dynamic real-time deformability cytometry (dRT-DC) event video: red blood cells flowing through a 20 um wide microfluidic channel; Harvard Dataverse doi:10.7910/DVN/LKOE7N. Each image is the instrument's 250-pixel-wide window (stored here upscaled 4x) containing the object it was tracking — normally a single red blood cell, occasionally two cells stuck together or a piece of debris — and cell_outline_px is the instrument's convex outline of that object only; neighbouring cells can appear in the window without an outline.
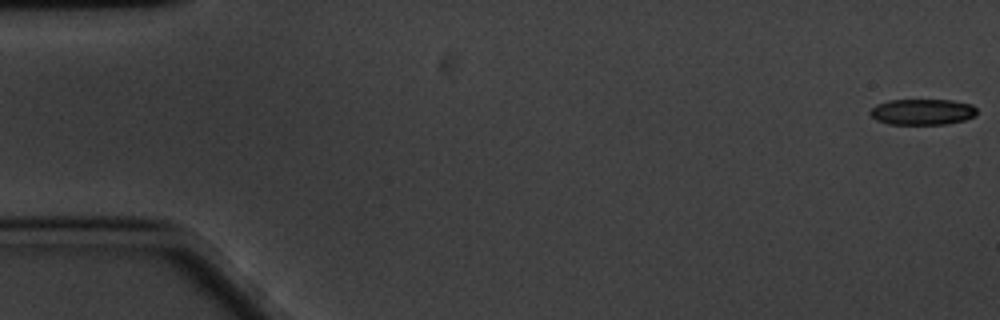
{"species": "common noctule bat (a hibernating species)", "species_latin": "Nyctalus noctula", "temperature_condition": "cold", "stored_images_in_passage": 60, "camera_frame_rate_fps": 3000, "um_per_image_px": 0.085, "animal": {"sex": "male", "body_mass_g": 20.1, "forearm_length_mm": 53.5}, "frame": {"image": 1, "passage_image": 1, "time_ms": 0.0, "image_size_px": [1000, 320], "cell_outline_px": [[976, 116], [964, 120], [948, 124], [888, 124], [876, 120], [868, 112], [876, 104], [888, 100], [952, 100], [972, 104], [976, 108]], "centroid_in_image_um": [78.4, 9.51], "position_along_channel_um": 6.6, "area_um2": 16.24}}
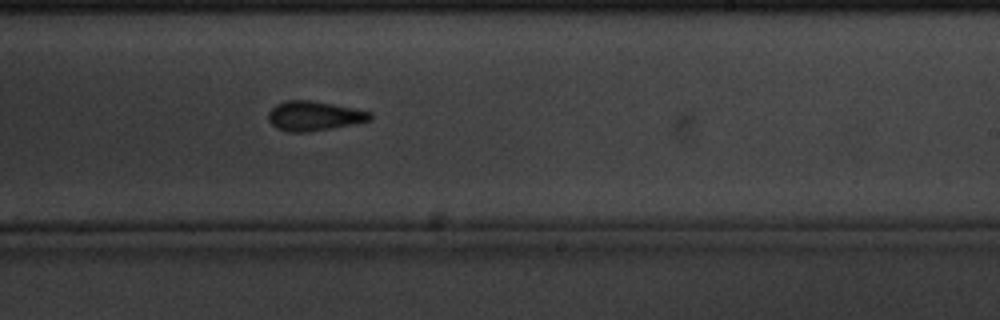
{"frame": {"image": 2, "passage_image": 36, "time_ms": 11.667, "image_size_px": [1000, 320], "cell_outline_px": [[372, 120], [352, 124], [308, 132], [288, 132], [276, 128], [268, 120], [268, 112], [276, 104], [284, 100], [308, 100], [332, 104], [372, 112]], "centroid_in_image_um": [26.66, 9.85], "position_along_channel_um": 262.3, "area_um2": 17.46}}
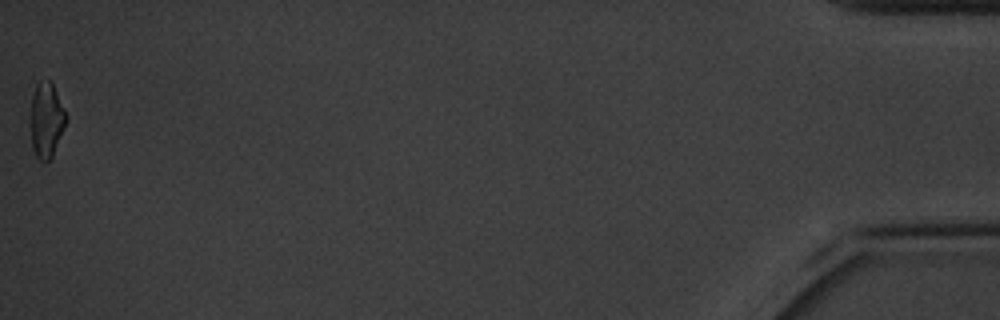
{"frame": {"image": 3, "passage_image": 60, "time_ms": 19.667, "image_size_px": [1000, 320], "cell_outline_px": [[64, 124], [52, 156], [44, 164], [36, 156], [32, 148], [28, 124], [32, 96], [36, 84], [48, 80], [52, 80], [64, 112]], "centroid_in_image_um": [3.85, 10.22], "position_along_channel_um": 431.3, "area_um2": 15.43}, "authors_computed_cell_mechanics": {"area_um2": 17.0221, "velocity_mm_per_s": 3.3469, "shape_relaxation_time_tau1_ms": 4.3444, "shape_relaxation_time_tau2_ms": 2.6982, "deformation_change_tau1": 0.1148, "deformation_change_tau2": 0.1009}}